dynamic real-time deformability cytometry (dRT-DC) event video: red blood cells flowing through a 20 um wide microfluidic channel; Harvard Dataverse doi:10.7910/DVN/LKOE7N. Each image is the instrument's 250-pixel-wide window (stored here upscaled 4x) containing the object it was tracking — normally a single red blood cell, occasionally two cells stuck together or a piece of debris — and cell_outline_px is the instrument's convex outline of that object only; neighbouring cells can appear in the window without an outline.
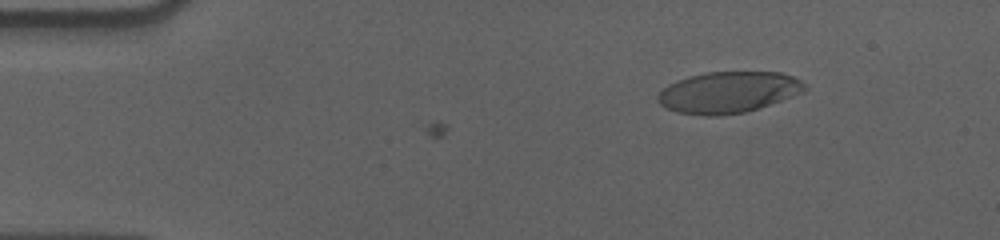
{"species": "human", "species_latin": "Homo sapiens", "temperature_condition": "cold", "stored_images_in_passage": 45, "camera_frame_rate_fps": 3000, "um_per_image_px": 0.085, "donor": {"sex": "male"}, "frame": {"image": 1, "passage_image": 8, "time_ms": 2.333, "image_size_px": [1000, 240], "cell_outline_px": [[808, 88], [800, 92], [780, 100], [744, 112], [716, 116], [708, 116], [676, 112], [664, 108], [656, 100], [656, 96], [668, 84], [676, 80], [688, 76], [704, 72], [780, 72], [792, 76], [808, 84]], "centroid_in_image_um": [61.84, 7.83], "position_along_channel_um": 23.2, "area_um2": 35.26}}
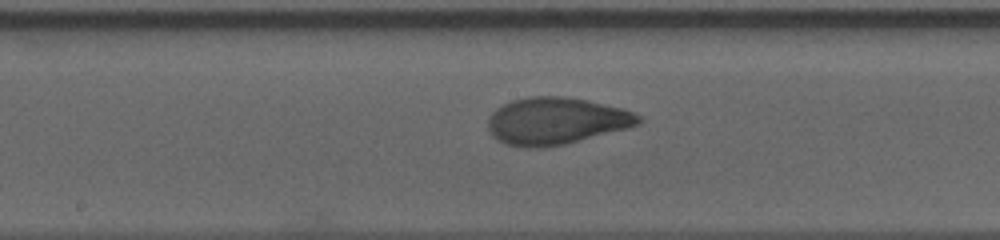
{"frame": {"image": 2, "passage_image": 30, "time_ms": 9.667, "image_size_px": [1000, 240], "cell_outline_px": [[644, 120], [640, 124], [628, 128], [564, 144], [544, 148], [524, 148], [508, 144], [492, 136], [488, 128], [488, 120], [492, 112], [496, 108], [512, 100], [528, 96], [564, 96], [588, 100], [624, 108], [640, 116]], "centroid_in_image_um": [47.28, 10.27], "position_along_channel_um": 200.9, "area_um2": 41.44}}
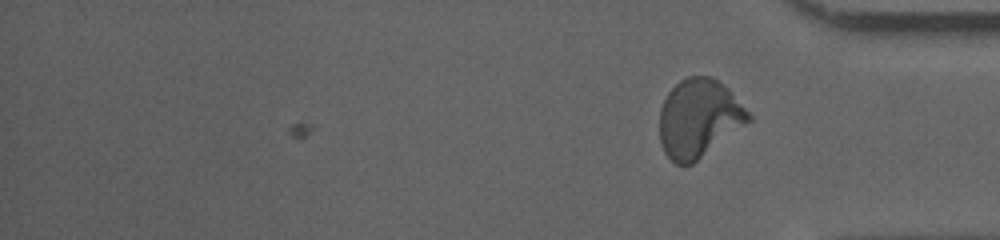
{"frame": {"image": 3, "passage_image": 45, "time_ms": 14.667, "image_size_px": [1000, 240], "cell_outline_px": [[752, 120], [692, 164], [684, 168], [676, 164], [664, 152], [660, 140], [660, 108], [668, 92], [680, 80], [688, 76], [708, 76], [724, 84], [728, 88], [752, 116]], "centroid_in_image_um": [59.39, 10.07], "position_along_channel_um": 375.8, "area_um2": 40.52}, "authors_computed_cell_mechanics": {"area_um2": 39.8242, "velocity_mm_per_s": 3.5828, "shape_relaxation_time_tau1_ms": 4.1726, "shape_relaxation_time_tau2_ms": 1.0787, "deformation_change_tau1": 0.2014, "deformation_change_tau2": 0.0654}}